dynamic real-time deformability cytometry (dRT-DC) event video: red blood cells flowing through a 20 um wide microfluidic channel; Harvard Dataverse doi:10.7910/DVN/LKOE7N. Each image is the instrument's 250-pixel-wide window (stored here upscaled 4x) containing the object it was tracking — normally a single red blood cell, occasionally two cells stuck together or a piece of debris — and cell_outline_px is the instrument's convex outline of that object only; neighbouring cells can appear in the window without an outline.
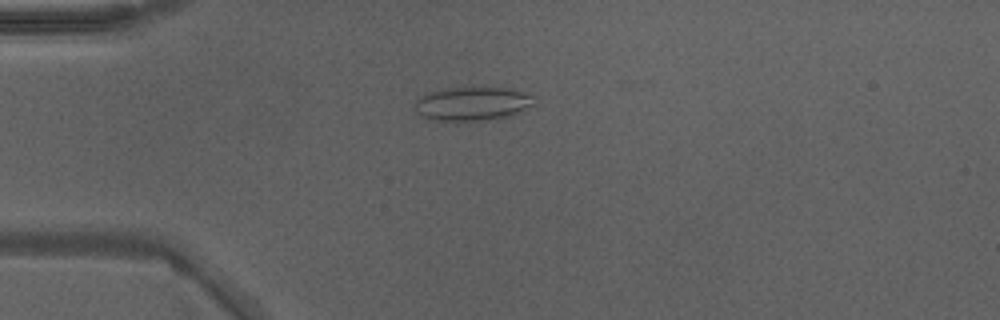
{"species": "Egyptian fruit bat (a non-hibernating species)", "species_latin": "Rousettus aegyptiacus", "temperature_condition": "warm", "stored_images_in_passage": 10, "camera_frame_rate_fps": 3000, "um_per_image_px": 0.085, "animal": {"sex": "male"}, "frame": {"image": 1, "passage_image": 1, "time_ms": 0.0, "image_size_px": [1000, 320], "cell_outline_px": [[536, 104], [512, 116], [488, 120], [432, 120], [420, 116], [416, 112], [416, 100], [428, 92], [436, 88], [464, 84], [480, 84], [508, 88], [536, 96]], "centroid_in_image_um": [40.19, 8.74], "position_along_channel_um": 44.8, "area_um2": 24.97}}